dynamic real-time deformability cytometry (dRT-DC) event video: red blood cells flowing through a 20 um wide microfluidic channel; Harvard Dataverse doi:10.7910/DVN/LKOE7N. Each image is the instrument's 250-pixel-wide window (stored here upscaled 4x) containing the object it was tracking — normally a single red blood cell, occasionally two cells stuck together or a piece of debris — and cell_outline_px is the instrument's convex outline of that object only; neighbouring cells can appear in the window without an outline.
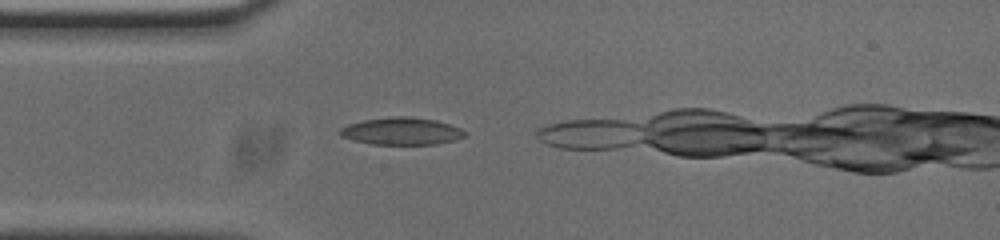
{"species": "common noctule bat (a hibernating species)", "species_latin": "Nyctalus noctula", "temperature_condition": "cold", "stored_images_in_passage": 5, "camera_frame_rate_fps": 3000, "um_per_image_px": 0.085, "animal": {"sex": "male", "body_mass_g": 20.0, "forearm_length_mm": 53.3}, "frame": {"image": 1, "passage_image": 2, "time_ms": 0.333, "image_size_px": [1000, 240], "cell_outline_px": [[468, 136], [456, 140], [436, 144], [372, 144], [352, 140], [340, 136], [340, 128], [348, 124], [364, 120], [392, 116], [408, 116], [436, 120], [460, 128], [468, 132]], "centroid_in_image_um": [34.17, 11.15], "position_along_channel_um": 50.8, "area_um2": 20.0}}